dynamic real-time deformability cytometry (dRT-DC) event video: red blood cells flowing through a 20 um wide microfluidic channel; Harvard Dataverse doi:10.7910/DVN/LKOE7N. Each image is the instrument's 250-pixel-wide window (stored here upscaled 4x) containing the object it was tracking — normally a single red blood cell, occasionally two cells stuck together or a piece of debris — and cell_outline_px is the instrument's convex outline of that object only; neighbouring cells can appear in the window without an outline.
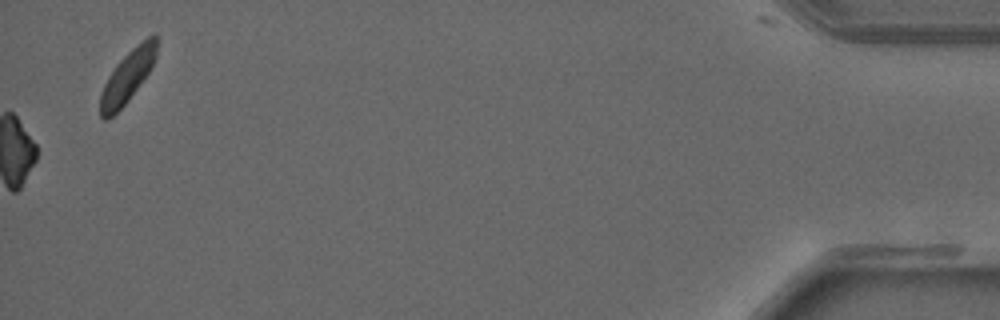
{"species": "common noctule bat (a hibernating species)", "species_latin": "Nyctalus noctula", "temperature_condition": "warm", "stored_images_in_passage": 30, "camera_frame_rate_fps": 3000, "um_per_image_px": 0.085, "animal": {"sex": "male", "forearm_length_mm": 52.5}, "frame": {"image": 1, "passage_image": 30, "time_ms": 9.667, "image_size_px": [1000, 320], "cell_outline_px": [[156, 56], [148, 72], [128, 100], [108, 120], [104, 120], [100, 116], [100, 92], [108, 76], [116, 64], [136, 44], [148, 36], [156, 36]], "centroid_in_image_um": [10.79, 6.52], "position_along_channel_um": 424.4, "area_um2": 16.65}}